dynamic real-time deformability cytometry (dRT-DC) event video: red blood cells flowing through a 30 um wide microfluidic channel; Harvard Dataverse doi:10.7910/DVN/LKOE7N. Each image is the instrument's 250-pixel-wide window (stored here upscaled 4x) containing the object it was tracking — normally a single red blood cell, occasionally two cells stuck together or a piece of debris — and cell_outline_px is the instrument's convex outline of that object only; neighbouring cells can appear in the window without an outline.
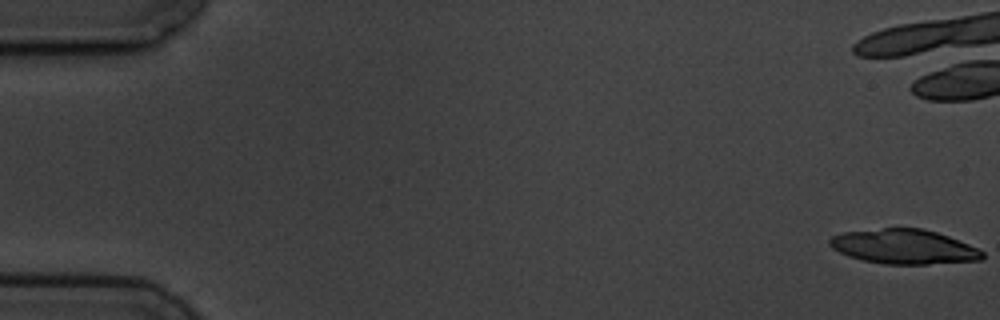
{"species": "common noctule bat (a hibernating species)", "species_latin": "Nyctalus noctula", "temperature_condition": "cold", "stored_images_in_passage": 7, "camera_frame_rate_fps": 3000, "um_per_image_px": 0.085, "animal": {"sex": "male", "body_mass_g": 19.5, "forearm_length_mm": 54.6}, "frame": {"image": 1, "passage_image": 1, "time_ms": 0.0, "image_size_px": [1000, 320], "cell_outline_px": [[984, 256], [980, 260], [928, 264], [884, 264], [860, 260], [848, 256], [832, 248], [828, 244], [828, 240], [832, 236], [840, 232], [884, 228], [924, 228], [948, 236], [968, 244], [984, 252]], "centroid_in_image_um": [76.78, 20.96], "position_along_channel_um": 8.2, "area_um2": 30.87}}